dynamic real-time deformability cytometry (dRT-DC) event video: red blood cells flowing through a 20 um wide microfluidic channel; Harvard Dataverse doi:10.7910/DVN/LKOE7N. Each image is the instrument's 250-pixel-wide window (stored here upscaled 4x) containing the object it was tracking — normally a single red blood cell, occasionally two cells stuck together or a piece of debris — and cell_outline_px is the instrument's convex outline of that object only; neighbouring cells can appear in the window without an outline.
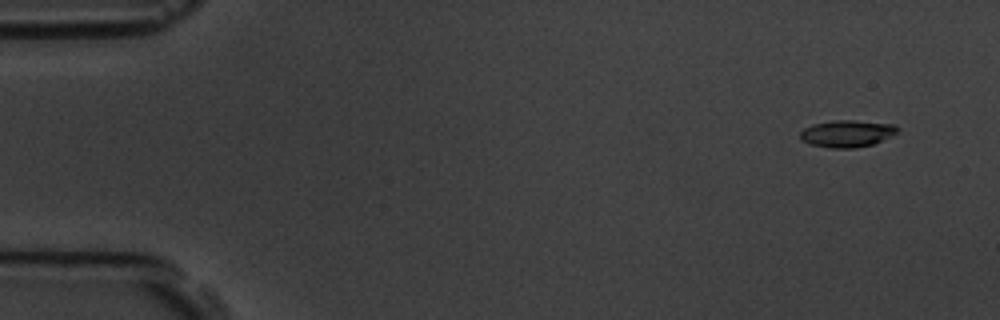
{"species": "common noctule bat (a hibernating species)", "species_latin": "Nyctalus noctula", "temperature_condition": "room temperature", "stored_images_in_passage": 4, "camera_frame_rate_fps": 3000, "um_per_image_px": 0.085, "animal": {"sex": "male", "body_mass_g": 19.5, "forearm_length_mm": 54.6}, "frame": {"image": 1, "passage_image": 1, "time_ms": 0.0, "image_size_px": [1000, 320], "cell_outline_px": [[900, 128], [896, 132], [872, 144], [856, 148], [832, 148], [808, 144], [800, 136], [800, 132], [804, 128], [812, 124], [836, 120], [852, 120], [892, 124]], "centroid_in_image_um": [71.95, 11.35], "position_along_channel_um": 13.0, "area_um2": 15.03}}